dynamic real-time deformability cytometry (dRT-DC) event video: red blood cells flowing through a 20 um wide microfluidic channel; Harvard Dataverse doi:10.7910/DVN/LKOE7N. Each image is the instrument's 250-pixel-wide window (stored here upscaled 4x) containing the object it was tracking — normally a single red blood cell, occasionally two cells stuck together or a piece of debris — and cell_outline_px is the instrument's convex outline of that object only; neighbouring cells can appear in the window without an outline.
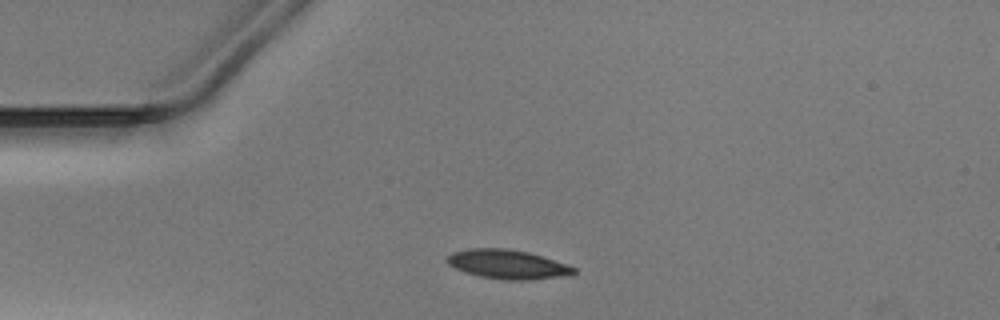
{"species": "Egyptian fruit bat (a non-hibernating species)", "species_latin": "Rousettus aegyptiacus", "temperature_condition": "warm", "stored_images_in_passage": 30, "camera_frame_rate_fps": 3000, "um_per_image_px": 0.085, "animal": {"sex": "male"}, "frame": {"image": 1, "passage_image": 1, "time_ms": 0.0, "image_size_px": [1000, 320], "cell_outline_px": [[576, 272], [572, 276], [528, 280], [508, 280], [480, 276], [464, 272], [448, 264], [448, 256], [452, 252], [472, 248], [508, 248], [528, 252], [568, 264], [576, 268]], "centroid_in_image_um": [43.21, 22.47], "position_along_channel_um": 41.8, "area_um2": 21.62}}
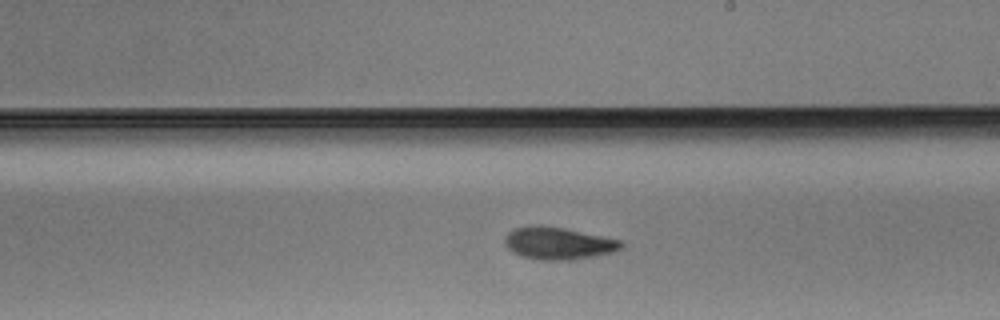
{"frame": {"image": 2, "passage_image": 18, "time_ms": 5.667, "image_size_px": [1000, 320], "cell_outline_px": [[624, 244], [620, 248], [612, 252], [592, 256], [568, 260], [540, 260], [520, 256], [512, 252], [504, 244], [504, 236], [512, 228], [528, 224], [540, 224], [564, 228], [620, 240]], "centroid_in_image_um": [47.35, 20.65], "position_along_channel_um": 241.7, "area_um2": 22.08}}
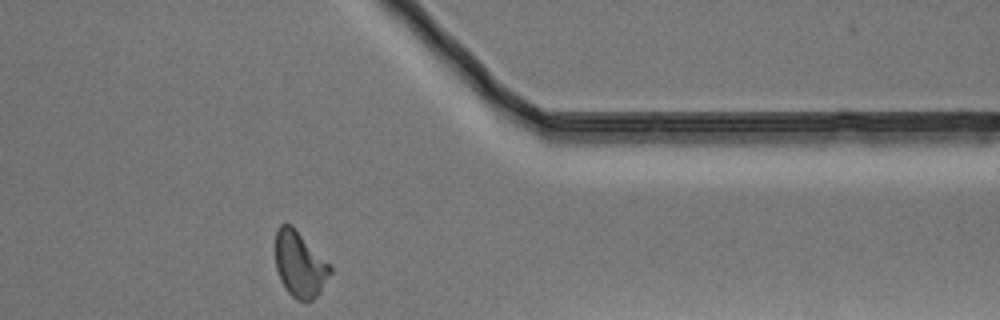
{"frame": {"image": 3, "passage_image": 30, "time_ms": 9.667, "image_size_px": [1000, 320], "cell_outline_px": [[332, 272], [320, 292], [312, 300], [300, 300], [292, 296], [284, 288], [280, 280], [276, 268], [276, 228], [280, 224], [292, 224], [332, 268]], "centroid_in_image_um": [25.46, 22.46], "position_along_channel_um": 385.9, "area_um2": 20.75}}